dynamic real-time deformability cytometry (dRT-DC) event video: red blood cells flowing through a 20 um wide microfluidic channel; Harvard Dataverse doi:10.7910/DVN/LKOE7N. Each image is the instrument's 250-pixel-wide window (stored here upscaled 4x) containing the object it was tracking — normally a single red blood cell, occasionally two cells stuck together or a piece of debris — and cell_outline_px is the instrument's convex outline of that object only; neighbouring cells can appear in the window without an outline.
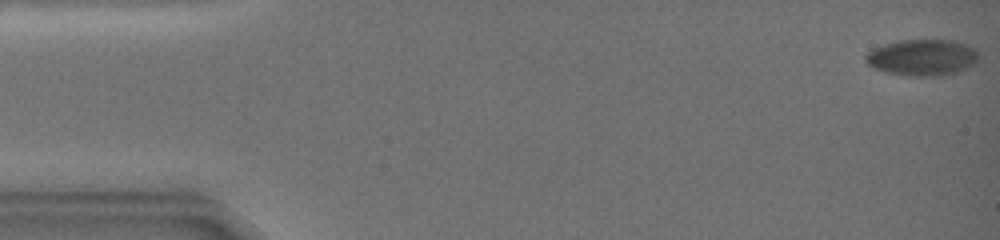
{"species": "common noctule bat (a hibernating species)", "species_latin": "Nyctalus noctula", "temperature_condition": "warm", "stored_images_in_passage": 76, "camera_frame_rate_fps": 3000, "um_per_image_px": 0.085, "animal": {"sex": "female", "body_mass_g": 19.0, "forearm_length_mm": 51.5}, "frame": {"image": 1, "passage_image": 1, "time_ms": 0.0, "image_size_px": [1000, 240], "cell_outline_px": [[976, 60], [972, 64], [964, 68], [952, 72], [888, 72], [876, 68], [868, 64], [864, 60], [864, 56], [872, 48], [884, 44], [900, 40], [952, 40], [976, 48]], "centroid_in_image_um": [78.32, 4.78], "position_along_channel_um": 6.7, "area_um2": 22.14}}
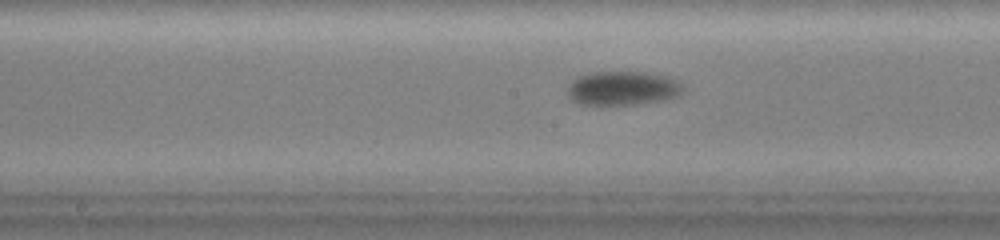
{"frame": {"image": 2, "passage_image": 40, "time_ms": 13.0, "image_size_px": [1000, 240], "cell_outline_px": [[684, 88], [676, 96], [660, 100], [636, 104], [580, 104], [572, 100], [568, 96], [568, 84], [576, 76], [588, 72], [644, 72], [668, 76], [684, 84]], "centroid_in_image_um": [52.89, 7.48], "position_along_channel_um": 195.3, "area_um2": 22.89}}
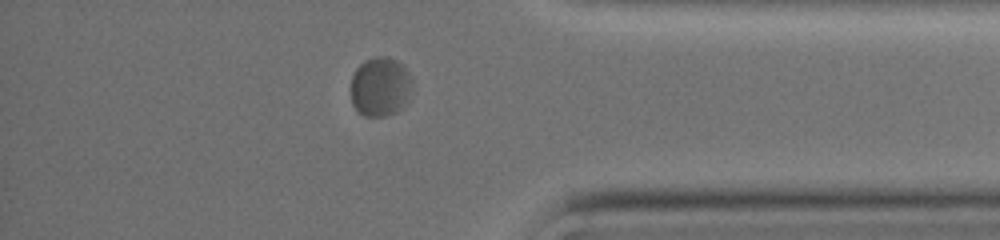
{"frame": {"image": 3, "passage_image": 65, "time_ms": 21.333, "image_size_px": [1000, 240], "cell_outline_px": [[412, 88], [404, 104], [396, 112], [384, 116], [364, 116], [352, 104], [352, 76], [356, 68], [364, 60], [372, 56], [388, 56], [404, 64], [412, 80]], "centroid_in_image_um": [32.33, 7.33], "position_along_channel_um": 402.9, "area_um2": 21.27}, "authors_computed_cell_mechanics": {"area_um2": 22.6287, "velocity_mm_per_s": 2.5762, "shape_relaxation_time_tau1_ms": 8.4459, "shape_relaxation_time_tau2_ms": null, "deformation_change_tau1": 0.1138, "deformation_change_tau2": null}}